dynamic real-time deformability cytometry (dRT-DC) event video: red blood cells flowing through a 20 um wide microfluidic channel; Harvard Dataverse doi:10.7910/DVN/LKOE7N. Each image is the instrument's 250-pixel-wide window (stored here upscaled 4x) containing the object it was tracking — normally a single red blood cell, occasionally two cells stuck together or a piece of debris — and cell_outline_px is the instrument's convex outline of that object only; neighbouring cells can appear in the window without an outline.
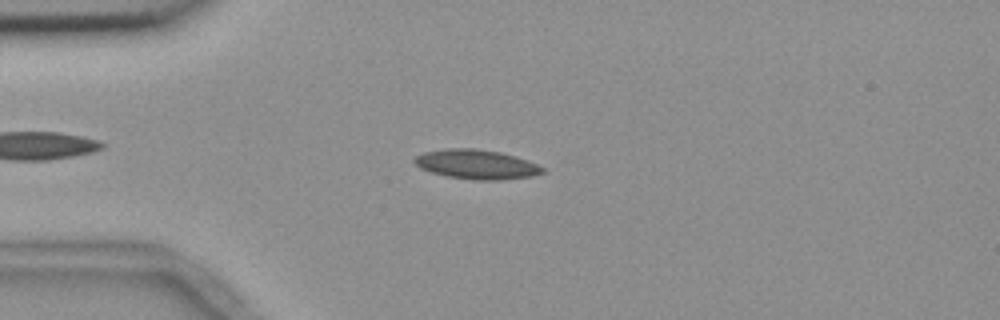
{"species": "common noctule bat (a hibernating species)", "species_latin": "Nyctalus noctula", "temperature_condition": "room temperature", "stored_images_in_passage": 50, "camera_frame_rate_fps": 3000, "um_per_image_px": 0.085, "animal": {"sex": "female", "body_mass_g": 18.4}, "frame": {"image": 1, "passage_image": 9, "time_ms": 2.667, "image_size_px": [1000, 320], "cell_outline_px": [[544, 172], [532, 176], [500, 180], [476, 180], [448, 176], [432, 172], [420, 168], [412, 160], [416, 156], [424, 152], [448, 148], [476, 148], [500, 152], [516, 156], [536, 164], [544, 168]], "centroid_in_image_um": [40.5, 13.96], "position_along_channel_um": 44.5, "area_um2": 21.85}}
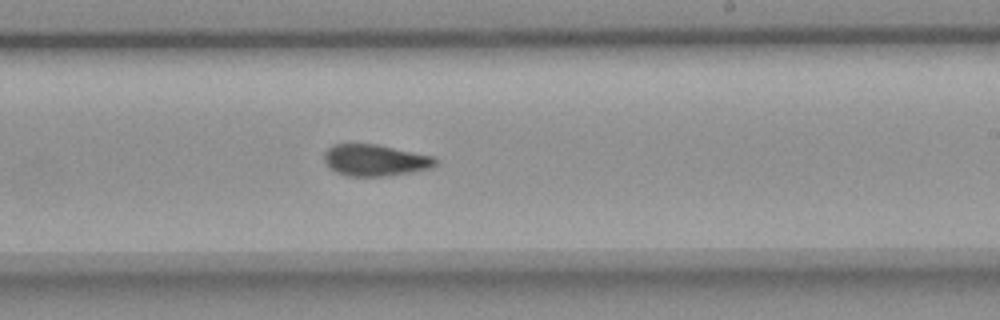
{"frame": {"image": 2, "passage_image": 28, "time_ms": 9.0, "image_size_px": [1000, 320], "cell_outline_px": [[436, 164], [432, 168], [384, 176], [348, 176], [336, 172], [324, 160], [324, 152], [332, 144], [376, 144], [436, 156]], "centroid_in_image_um": [31.9, 13.6], "position_along_channel_um": 257.1, "area_um2": 20.35}}
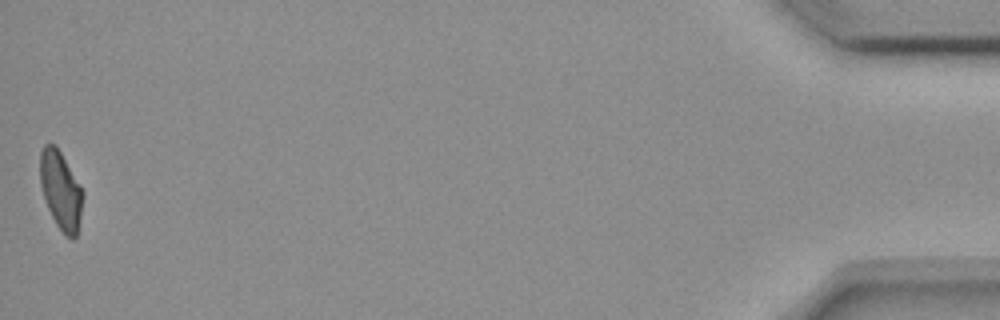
{"frame": {"image": 3, "passage_image": 50, "time_ms": 16.333, "image_size_px": [1000, 320], "cell_outline_px": [[84, 196], [76, 236], [72, 240], [64, 236], [56, 224], [48, 208], [40, 184], [40, 152], [44, 144], [56, 144], [84, 192]], "centroid_in_image_um": [5.16, 16.18], "position_along_channel_um": 430.0, "area_um2": 19.48}, "authors_computed_cell_mechanics": {"area_um2": 20.6057, "velocity_mm_per_s": 3.6703, "shape_relaxation_time_tau1_ms": null, "shape_relaxation_time_tau2_ms": 3.5954, "deformation_change_tau1": null, "deformation_change_tau2": 0.0891}}